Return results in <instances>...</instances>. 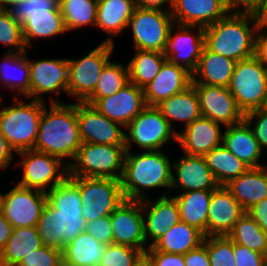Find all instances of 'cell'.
<instances>
[{"label":"cell","instance_id":"cell-16","mask_svg":"<svg viewBox=\"0 0 267 266\" xmlns=\"http://www.w3.org/2000/svg\"><path fill=\"white\" fill-rule=\"evenodd\" d=\"M76 116L82 143L125 145V128L92 105L76 102Z\"/></svg>","mask_w":267,"mask_h":266},{"label":"cell","instance_id":"cell-58","mask_svg":"<svg viewBox=\"0 0 267 266\" xmlns=\"http://www.w3.org/2000/svg\"><path fill=\"white\" fill-rule=\"evenodd\" d=\"M134 266H155V264L152 258L146 252H143L135 261Z\"/></svg>","mask_w":267,"mask_h":266},{"label":"cell","instance_id":"cell-27","mask_svg":"<svg viewBox=\"0 0 267 266\" xmlns=\"http://www.w3.org/2000/svg\"><path fill=\"white\" fill-rule=\"evenodd\" d=\"M222 145L249 168L261 167L264 164L266 154L245 120L236 125L225 126Z\"/></svg>","mask_w":267,"mask_h":266},{"label":"cell","instance_id":"cell-53","mask_svg":"<svg viewBox=\"0 0 267 266\" xmlns=\"http://www.w3.org/2000/svg\"><path fill=\"white\" fill-rule=\"evenodd\" d=\"M16 153L15 151L10 147L7 139L5 136L0 132V170L3 171V173L7 172L9 168L11 169V166L15 168L16 160Z\"/></svg>","mask_w":267,"mask_h":266},{"label":"cell","instance_id":"cell-42","mask_svg":"<svg viewBox=\"0 0 267 266\" xmlns=\"http://www.w3.org/2000/svg\"><path fill=\"white\" fill-rule=\"evenodd\" d=\"M0 46L6 53H24L28 50L22 24L13 18L10 10L0 9Z\"/></svg>","mask_w":267,"mask_h":266},{"label":"cell","instance_id":"cell-11","mask_svg":"<svg viewBox=\"0 0 267 266\" xmlns=\"http://www.w3.org/2000/svg\"><path fill=\"white\" fill-rule=\"evenodd\" d=\"M78 186L86 222L109 216L124 200L121 181L113 178L69 176Z\"/></svg>","mask_w":267,"mask_h":266},{"label":"cell","instance_id":"cell-33","mask_svg":"<svg viewBox=\"0 0 267 266\" xmlns=\"http://www.w3.org/2000/svg\"><path fill=\"white\" fill-rule=\"evenodd\" d=\"M23 37L29 50L35 46L33 41L43 42L68 33L61 13L30 14L22 23ZM42 40V41H40Z\"/></svg>","mask_w":267,"mask_h":266},{"label":"cell","instance_id":"cell-59","mask_svg":"<svg viewBox=\"0 0 267 266\" xmlns=\"http://www.w3.org/2000/svg\"><path fill=\"white\" fill-rule=\"evenodd\" d=\"M23 2V0H0V9L11 10L16 4Z\"/></svg>","mask_w":267,"mask_h":266},{"label":"cell","instance_id":"cell-18","mask_svg":"<svg viewBox=\"0 0 267 266\" xmlns=\"http://www.w3.org/2000/svg\"><path fill=\"white\" fill-rule=\"evenodd\" d=\"M84 102L124 128L147 106L143 89L131 82L109 97L87 98Z\"/></svg>","mask_w":267,"mask_h":266},{"label":"cell","instance_id":"cell-37","mask_svg":"<svg viewBox=\"0 0 267 266\" xmlns=\"http://www.w3.org/2000/svg\"><path fill=\"white\" fill-rule=\"evenodd\" d=\"M127 60L129 82L146 87L159 73L167 58L158 51L134 50Z\"/></svg>","mask_w":267,"mask_h":266},{"label":"cell","instance_id":"cell-30","mask_svg":"<svg viewBox=\"0 0 267 266\" xmlns=\"http://www.w3.org/2000/svg\"><path fill=\"white\" fill-rule=\"evenodd\" d=\"M235 60L209 51L205 46L192 72L191 84L228 87L233 75Z\"/></svg>","mask_w":267,"mask_h":266},{"label":"cell","instance_id":"cell-10","mask_svg":"<svg viewBox=\"0 0 267 266\" xmlns=\"http://www.w3.org/2000/svg\"><path fill=\"white\" fill-rule=\"evenodd\" d=\"M116 46L100 42L88 53L68 60V96L84 102L94 91L104 66L111 60Z\"/></svg>","mask_w":267,"mask_h":266},{"label":"cell","instance_id":"cell-4","mask_svg":"<svg viewBox=\"0 0 267 266\" xmlns=\"http://www.w3.org/2000/svg\"><path fill=\"white\" fill-rule=\"evenodd\" d=\"M259 25L256 16L228 13L204 28V45L209 51L236 62L253 57Z\"/></svg>","mask_w":267,"mask_h":266},{"label":"cell","instance_id":"cell-3","mask_svg":"<svg viewBox=\"0 0 267 266\" xmlns=\"http://www.w3.org/2000/svg\"><path fill=\"white\" fill-rule=\"evenodd\" d=\"M43 108L34 150L61 159L68 166L82 141L76 116V102H49Z\"/></svg>","mask_w":267,"mask_h":266},{"label":"cell","instance_id":"cell-21","mask_svg":"<svg viewBox=\"0 0 267 266\" xmlns=\"http://www.w3.org/2000/svg\"><path fill=\"white\" fill-rule=\"evenodd\" d=\"M144 216V234L148 247H151L173 225L180 221L177 201L171 195L152 196L140 200Z\"/></svg>","mask_w":267,"mask_h":266},{"label":"cell","instance_id":"cell-31","mask_svg":"<svg viewBox=\"0 0 267 266\" xmlns=\"http://www.w3.org/2000/svg\"><path fill=\"white\" fill-rule=\"evenodd\" d=\"M225 187L247 212L255 204L267 198V172L263 166L249 168Z\"/></svg>","mask_w":267,"mask_h":266},{"label":"cell","instance_id":"cell-63","mask_svg":"<svg viewBox=\"0 0 267 266\" xmlns=\"http://www.w3.org/2000/svg\"><path fill=\"white\" fill-rule=\"evenodd\" d=\"M266 158L264 159L265 161H264V164H263V167H264V169L266 170V172H267V153H266Z\"/></svg>","mask_w":267,"mask_h":266},{"label":"cell","instance_id":"cell-29","mask_svg":"<svg viewBox=\"0 0 267 266\" xmlns=\"http://www.w3.org/2000/svg\"><path fill=\"white\" fill-rule=\"evenodd\" d=\"M156 107L176 133L201 117L199 98L192 84L184 91L161 101ZM176 123L179 126L182 124L180 129Z\"/></svg>","mask_w":267,"mask_h":266},{"label":"cell","instance_id":"cell-62","mask_svg":"<svg viewBox=\"0 0 267 266\" xmlns=\"http://www.w3.org/2000/svg\"><path fill=\"white\" fill-rule=\"evenodd\" d=\"M2 190H0V212L2 211V198H3V194L4 192H1Z\"/></svg>","mask_w":267,"mask_h":266},{"label":"cell","instance_id":"cell-38","mask_svg":"<svg viewBox=\"0 0 267 266\" xmlns=\"http://www.w3.org/2000/svg\"><path fill=\"white\" fill-rule=\"evenodd\" d=\"M203 157L220 186L227 185L232 179L238 178L249 169L223 145L212 149Z\"/></svg>","mask_w":267,"mask_h":266},{"label":"cell","instance_id":"cell-39","mask_svg":"<svg viewBox=\"0 0 267 266\" xmlns=\"http://www.w3.org/2000/svg\"><path fill=\"white\" fill-rule=\"evenodd\" d=\"M98 0H59V8L69 34L96 26Z\"/></svg>","mask_w":267,"mask_h":266},{"label":"cell","instance_id":"cell-52","mask_svg":"<svg viewBox=\"0 0 267 266\" xmlns=\"http://www.w3.org/2000/svg\"><path fill=\"white\" fill-rule=\"evenodd\" d=\"M258 61L267 68V25L260 23L255 38V54Z\"/></svg>","mask_w":267,"mask_h":266},{"label":"cell","instance_id":"cell-34","mask_svg":"<svg viewBox=\"0 0 267 266\" xmlns=\"http://www.w3.org/2000/svg\"><path fill=\"white\" fill-rule=\"evenodd\" d=\"M205 235L186 222L179 221L161 236L152 247L165 253L186 254L199 247Z\"/></svg>","mask_w":267,"mask_h":266},{"label":"cell","instance_id":"cell-47","mask_svg":"<svg viewBox=\"0 0 267 266\" xmlns=\"http://www.w3.org/2000/svg\"><path fill=\"white\" fill-rule=\"evenodd\" d=\"M244 120L251 127L261 149L267 153V106L244 114Z\"/></svg>","mask_w":267,"mask_h":266},{"label":"cell","instance_id":"cell-60","mask_svg":"<svg viewBox=\"0 0 267 266\" xmlns=\"http://www.w3.org/2000/svg\"><path fill=\"white\" fill-rule=\"evenodd\" d=\"M257 18L260 23L267 25V0H265V6Z\"/></svg>","mask_w":267,"mask_h":266},{"label":"cell","instance_id":"cell-8","mask_svg":"<svg viewBox=\"0 0 267 266\" xmlns=\"http://www.w3.org/2000/svg\"><path fill=\"white\" fill-rule=\"evenodd\" d=\"M125 152V145L82 143L69 165V176L121 180Z\"/></svg>","mask_w":267,"mask_h":266},{"label":"cell","instance_id":"cell-45","mask_svg":"<svg viewBox=\"0 0 267 266\" xmlns=\"http://www.w3.org/2000/svg\"><path fill=\"white\" fill-rule=\"evenodd\" d=\"M14 19L21 24L30 17V14L61 13L59 0H23L10 10Z\"/></svg>","mask_w":267,"mask_h":266},{"label":"cell","instance_id":"cell-9","mask_svg":"<svg viewBox=\"0 0 267 266\" xmlns=\"http://www.w3.org/2000/svg\"><path fill=\"white\" fill-rule=\"evenodd\" d=\"M228 89L243 114L267 106V68L255 56L237 61Z\"/></svg>","mask_w":267,"mask_h":266},{"label":"cell","instance_id":"cell-49","mask_svg":"<svg viewBox=\"0 0 267 266\" xmlns=\"http://www.w3.org/2000/svg\"><path fill=\"white\" fill-rule=\"evenodd\" d=\"M85 231L105 245L113 243L110 215L86 222Z\"/></svg>","mask_w":267,"mask_h":266},{"label":"cell","instance_id":"cell-35","mask_svg":"<svg viewBox=\"0 0 267 266\" xmlns=\"http://www.w3.org/2000/svg\"><path fill=\"white\" fill-rule=\"evenodd\" d=\"M106 245L83 231L62 250V259L72 266H99Z\"/></svg>","mask_w":267,"mask_h":266},{"label":"cell","instance_id":"cell-43","mask_svg":"<svg viewBox=\"0 0 267 266\" xmlns=\"http://www.w3.org/2000/svg\"><path fill=\"white\" fill-rule=\"evenodd\" d=\"M203 244L207 248L211 266H236L233 241L227 236H207Z\"/></svg>","mask_w":267,"mask_h":266},{"label":"cell","instance_id":"cell-19","mask_svg":"<svg viewBox=\"0 0 267 266\" xmlns=\"http://www.w3.org/2000/svg\"><path fill=\"white\" fill-rule=\"evenodd\" d=\"M172 163L170 193L192 190H216L220 185L215 180L203 156L187 155L181 152Z\"/></svg>","mask_w":267,"mask_h":266},{"label":"cell","instance_id":"cell-14","mask_svg":"<svg viewBox=\"0 0 267 266\" xmlns=\"http://www.w3.org/2000/svg\"><path fill=\"white\" fill-rule=\"evenodd\" d=\"M9 190V191H8ZM4 190L2 213L13 228L36 227L47 201L46 193L18 185Z\"/></svg>","mask_w":267,"mask_h":266},{"label":"cell","instance_id":"cell-6","mask_svg":"<svg viewBox=\"0 0 267 266\" xmlns=\"http://www.w3.org/2000/svg\"><path fill=\"white\" fill-rule=\"evenodd\" d=\"M172 142L177 144V133L156 106L147 105L125 127L126 151L169 149Z\"/></svg>","mask_w":267,"mask_h":266},{"label":"cell","instance_id":"cell-20","mask_svg":"<svg viewBox=\"0 0 267 266\" xmlns=\"http://www.w3.org/2000/svg\"><path fill=\"white\" fill-rule=\"evenodd\" d=\"M199 98L201 116L224 126L236 125L244 120L235 98L228 87L192 84Z\"/></svg>","mask_w":267,"mask_h":266},{"label":"cell","instance_id":"cell-25","mask_svg":"<svg viewBox=\"0 0 267 266\" xmlns=\"http://www.w3.org/2000/svg\"><path fill=\"white\" fill-rule=\"evenodd\" d=\"M225 0H174L171 15L180 25L207 27L228 14Z\"/></svg>","mask_w":267,"mask_h":266},{"label":"cell","instance_id":"cell-12","mask_svg":"<svg viewBox=\"0 0 267 266\" xmlns=\"http://www.w3.org/2000/svg\"><path fill=\"white\" fill-rule=\"evenodd\" d=\"M30 99L44 102H63L60 96H68V60L67 58H29ZM50 97L48 100L45 97ZM57 96V97H55ZM46 98V99H45Z\"/></svg>","mask_w":267,"mask_h":266},{"label":"cell","instance_id":"cell-56","mask_svg":"<svg viewBox=\"0 0 267 266\" xmlns=\"http://www.w3.org/2000/svg\"><path fill=\"white\" fill-rule=\"evenodd\" d=\"M174 0H135L136 7L171 12Z\"/></svg>","mask_w":267,"mask_h":266},{"label":"cell","instance_id":"cell-26","mask_svg":"<svg viewBox=\"0 0 267 266\" xmlns=\"http://www.w3.org/2000/svg\"><path fill=\"white\" fill-rule=\"evenodd\" d=\"M135 8V0H98L95 29L106 33L102 42L116 46L115 39L125 34Z\"/></svg>","mask_w":267,"mask_h":266},{"label":"cell","instance_id":"cell-1","mask_svg":"<svg viewBox=\"0 0 267 266\" xmlns=\"http://www.w3.org/2000/svg\"><path fill=\"white\" fill-rule=\"evenodd\" d=\"M46 196L36 227L43 245L62 251L67 243L85 231L79 186L68 176Z\"/></svg>","mask_w":267,"mask_h":266},{"label":"cell","instance_id":"cell-24","mask_svg":"<svg viewBox=\"0 0 267 266\" xmlns=\"http://www.w3.org/2000/svg\"><path fill=\"white\" fill-rule=\"evenodd\" d=\"M192 73L166 60L156 77L143 88L146 105L156 106L191 85Z\"/></svg>","mask_w":267,"mask_h":266},{"label":"cell","instance_id":"cell-17","mask_svg":"<svg viewBox=\"0 0 267 266\" xmlns=\"http://www.w3.org/2000/svg\"><path fill=\"white\" fill-rule=\"evenodd\" d=\"M113 243L145 252L149 247L144 234L142 203L125 199L111 214Z\"/></svg>","mask_w":267,"mask_h":266},{"label":"cell","instance_id":"cell-13","mask_svg":"<svg viewBox=\"0 0 267 266\" xmlns=\"http://www.w3.org/2000/svg\"><path fill=\"white\" fill-rule=\"evenodd\" d=\"M174 23L171 12L136 7L126 29L131 31L133 50L163 53Z\"/></svg>","mask_w":267,"mask_h":266},{"label":"cell","instance_id":"cell-48","mask_svg":"<svg viewBox=\"0 0 267 266\" xmlns=\"http://www.w3.org/2000/svg\"><path fill=\"white\" fill-rule=\"evenodd\" d=\"M233 254L236 266H264L267 263L266 255L234 242Z\"/></svg>","mask_w":267,"mask_h":266},{"label":"cell","instance_id":"cell-46","mask_svg":"<svg viewBox=\"0 0 267 266\" xmlns=\"http://www.w3.org/2000/svg\"><path fill=\"white\" fill-rule=\"evenodd\" d=\"M61 260L62 251L60 249L43 245L24 256L17 266H56Z\"/></svg>","mask_w":267,"mask_h":266},{"label":"cell","instance_id":"cell-28","mask_svg":"<svg viewBox=\"0 0 267 266\" xmlns=\"http://www.w3.org/2000/svg\"><path fill=\"white\" fill-rule=\"evenodd\" d=\"M28 50L24 53H6L0 59V96L1 90L9 91L12 97L30 99V66Z\"/></svg>","mask_w":267,"mask_h":266},{"label":"cell","instance_id":"cell-22","mask_svg":"<svg viewBox=\"0 0 267 266\" xmlns=\"http://www.w3.org/2000/svg\"><path fill=\"white\" fill-rule=\"evenodd\" d=\"M224 130V125L201 116L177 133V146L184 154L204 156L223 144Z\"/></svg>","mask_w":267,"mask_h":266},{"label":"cell","instance_id":"cell-32","mask_svg":"<svg viewBox=\"0 0 267 266\" xmlns=\"http://www.w3.org/2000/svg\"><path fill=\"white\" fill-rule=\"evenodd\" d=\"M212 192L210 190H192L183 193H170L177 201L180 221L200 230L205 237Z\"/></svg>","mask_w":267,"mask_h":266},{"label":"cell","instance_id":"cell-36","mask_svg":"<svg viewBox=\"0 0 267 266\" xmlns=\"http://www.w3.org/2000/svg\"><path fill=\"white\" fill-rule=\"evenodd\" d=\"M42 246L37 227L13 228L8 242L0 251L2 266H17L24 256Z\"/></svg>","mask_w":267,"mask_h":266},{"label":"cell","instance_id":"cell-23","mask_svg":"<svg viewBox=\"0 0 267 266\" xmlns=\"http://www.w3.org/2000/svg\"><path fill=\"white\" fill-rule=\"evenodd\" d=\"M246 211L225 187L212 192L209 204L206 237L227 235Z\"/></svg>","mask_w":267,"mask_h":266},{"label":"cell","instance_id":"cell-5","mask_svg":"<svg viewBox=\"0 0 267 266\" xmlns=\"http://www.w3.org/2000/svg\"><path fill=\"white\" fill-rule=\"evenodd\" d=\"M11 98L12 103L7 106L2 104L4 98L0 99V132L15 153L34 149L46 102L26 97Z\"/></svg>","mask_w":267,"mask_h":266},{"label":"cell","instance_id":"cell-7","mask_svg":"<svg viewBox=\"0 0 267 266\" xmlns=\"http://www.w3.org/2000/svg\"><path fill=\"white\" fill-rule=\"evenodd\" d=\"M16 156L15 167L22 172L15 182L20 186L47 193L69 176V166L45 152L31 149Z\"/></svg>","mask_w":267,"mask_h":266},{"label":"cell","instance_id":"cell-54","mask_svg":"<svg viewBox=\"0 0 267 266\" xmlns=\"http://www.w3.org/2000/svg\"><path fill=\"white\" fill-rule=\"evenodd\" d=\"M185 266H211L206 246L199 247L184 254Z\"/></svg>","mask_w":267,"mask_h":266},{"label":"cell","instance_id":"cell-41","mask_svg":"<svg viewBox=\"0 0 267 266\" xmlns=\"http://www.w3.org/2000/svg\"><path fill=\"white\" fill-rule=\"evenodd\" d=\"M115 61V62H114ZM129 83L128 65L110 60L103 68L93 93L88 98H104L117 93Z\"/></svg>","mask_w":267,"mask_h":266},{"label":"cell","instance_id":"cell-2","mask_svg":"<svg viewBox=\"0 0 267 266\" xmlns=\"http://www.w3.org/2000/svg\"><path fill=\"white\" fill-rule=\"evenodd\" d=\"M166 151L162 149L138 153L125 152L120 180L125 199L138 201L147 199L152 197L150 192L157 193L158 189L160 195L157 197L170 195L173 158L170 157L168 149Z\"/></svg>","mask_w":267,"mask_h":266},{"label":"cell","instance_id":"cell-44","mask_svg":"<svg viewBox=\"0 0 267 266\" xmlns=\"http://www.w3.org/2000/svg\"><path fill=\"white\" fill-rule=\"evenodd\" d=\"M142 253V250L127 245L108 244L99 266H134Z\"/></svg>","mask_w":267,"mask_h":266},{"label":"cell","instance_id":"cell-57","mask_svg":"<svg viewBox=\"0 0 267 266\" xmlns=\"http://www.w3.org/2000/svg\"><path fill=\"white\" fill-rule=\"evenodd\" d=\"M13 226L4 217V214L0 212V251L5 247L8 242Z\"/></svg>","mask_w":267,"mask_h":266},{"label":"cell","instance_id":"cell-40","mask_svg":"<svg viewBox=\"0 0 267 266\" xmlns=\"http://www.w3.org/2000/svg\"><path fill=\"white\" fill-rule=\"evenodd\" d=\"M227 236L236 244L267 256V233L245 212Z\"/></svg>","mask_w":267,"mask_h":266},{"label":"cell","instance_id":"cell-50","mask_svg":"<svg viewBox=\"0 0 267 266\" xmlns=\"http://www.w3.org/2000/svg\"><path fill=\"white\" fill-rule=\"evenodd\" d=\"M229 13L248 14L258 17L265 6V0H225Z\"/></svg>","mask_w":267,"mask_h":266},{"label":"cell","instance_id":"cell-55","mask_svg":"<svg viewBox=\"0 0 267 266\" xmlns=\"http://www.w3.org/2000/svg\"><path fill=\"white\" fill-rule=\"evenodd\" d=\"M257 224L267 233V198L255 204L247 211Z\"/></svg>","mask_w":267,"mask_h":266},{"label":"cell","instance_id":"cell-51","mask_svg":"<svg viewBox=\"0 0 267 266\" xmlns=\"http://www.w3.org/2000/svg\"><path fill=\"white\" fill-rule=\"evenodd\" d=\"M145 252L152 258L155 266H185L182 254L165 253L155 250L152 246Z\"/></svg>","mask_w":267,"mask_h":266},{"label":"cell","instance_id":"cell-15","mask_svg":"<svg viewBox=\"0 0 267 266\" xmlns=\"http://www.w3.org/2000/svg\"><path fill=\"white\" fill-rule=\"evenodd\" d=\"M204 27L174 23L170 28L163 55L171 63L193 72L204 48Z\"/></svg>","mask_w":267,"mask_h":266},{"label":"cell","instance_id":"cell-61","mask_svg":"<svg viewBox=\"0 0 267 266\" xmlns=\"http://www.w3.org/2000/svg\"><path fill=\"white\" fill-rule=\"evenodd\" d=\"M56 266H72V265L66 263V262L62 259Z\"/></svg>","mask_w":267,"mask_h":266}]
</instances>
